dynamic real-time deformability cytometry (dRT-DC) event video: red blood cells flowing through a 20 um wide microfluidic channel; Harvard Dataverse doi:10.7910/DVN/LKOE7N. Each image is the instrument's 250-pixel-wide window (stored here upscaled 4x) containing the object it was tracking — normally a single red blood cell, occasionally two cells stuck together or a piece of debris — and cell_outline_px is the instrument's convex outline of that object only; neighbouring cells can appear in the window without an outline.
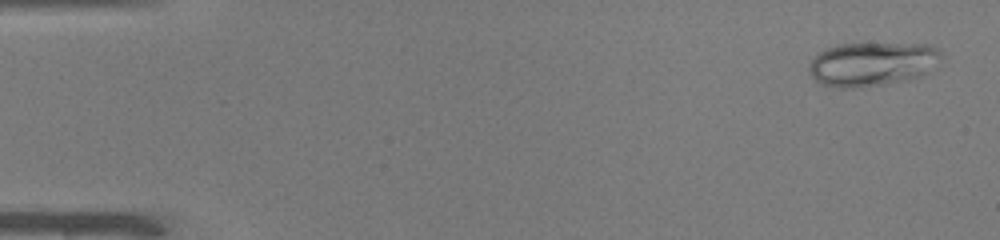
{"species": "common noctule bat (a hibernating species)", "species_latin": "Nyctalus noctula", "temperature_condition": "warm", "stored_images_in_passage": 49, "camera_frame_rate_fps": 3000, "um_per_image_px": 0.085, "animal": {"sex": "male", "body_mass_g": 19.0, "forearm_length_mm": 50.8}, "frame": {"image": 1, "passage_image": 2, "time_ms": 0.333, "image_size_px": [1000, 240], "cell_outline_px": [[944, 56], [924, 72], [916, 76], [900, 80], [880, 84], [852, 88], [840, 88], [824, 84], [816, 80], [808, 72], [808, 64], [816, 52], [836, 44], [928, 44], [940, 48]], "centroid_in_image_um": [74.06, 5.4], "position_along_channel_um": 10.9, "area_um2": 33.47}}
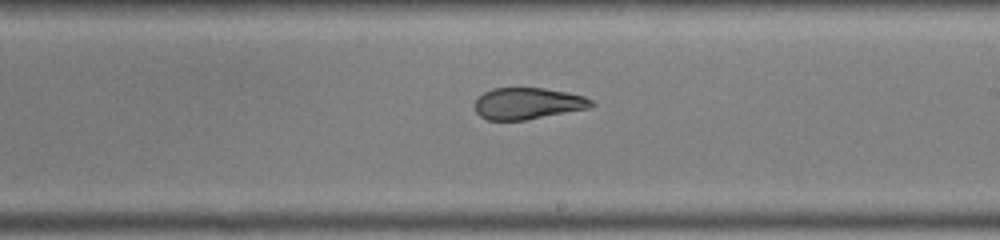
{"frame": {"image": 2, "passage_image": 29, "time_ms": 9.333, "image_size_px": [1000, 240], "cell_outline_px": [[596, 104], [588, 108], [524, 120], [488, 120], [480, 116], [476, 112], [476, 100], [484, 92], [492, 88], [544, 88], [568, 92], [584, 96], [592, 100]], "centroid_in_image_um": [44.87, 8.79], "position_along_channel_um": 244.1, "area_um2": 21.27}}
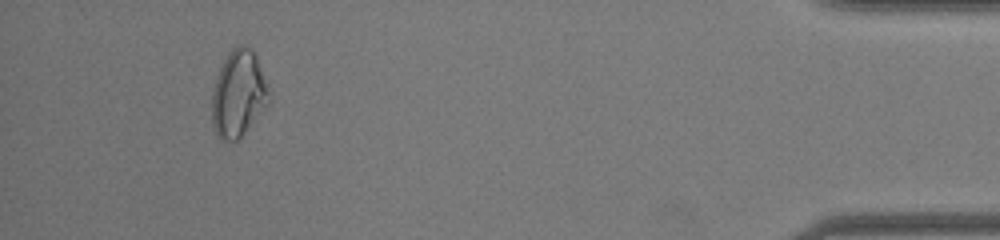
{"frame": {"image": 3, "passage_image": 46, "time_ms": 15.0, "image_size_px": [1000, 240], "cell_outline_px": [[272, 100], [244, 132], [236, 140], [220, 140], [216, 136], [212, 124], [212, 92], [220, 68], [228, 52], [236, 44], [244, 44], [252, 48], [256, 56], [268, 84]], "centroid_in_image_um": [20.28, 7.94], "position_along_channel_um": 414.9, "area_um2": 28.96}, "authors_computed_cell_mechanics": {"area_um2": 25.6632, "velocity_mm_per_s": 4.0928, "shape_relaxation_time_tau1_ms": null, "shape_relaxation_time_tau2_ms": 1.6895, "deformation_change_tau1": null, "deformation_change_tau2": 0.0661}}